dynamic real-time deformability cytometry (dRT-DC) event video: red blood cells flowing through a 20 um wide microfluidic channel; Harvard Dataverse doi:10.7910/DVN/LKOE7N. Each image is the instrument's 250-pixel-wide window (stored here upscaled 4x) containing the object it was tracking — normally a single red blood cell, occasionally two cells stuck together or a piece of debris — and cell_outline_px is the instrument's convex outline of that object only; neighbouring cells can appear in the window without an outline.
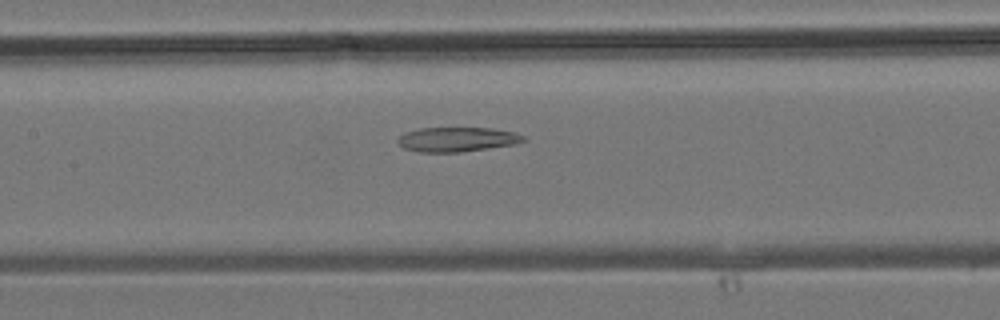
{"species": "common noctule bat (a hibernating species)", "species_latin": "Nyctalus noctula", "temperature_condition": "room temperature", "stored_images_in_passage": 26, "camera_frame_rate_fps": 3000, "um_per_image_px": 0.085, "animal": {"sex": "male", "body_mass_g": 19.2, "forearm_length_mm": 51.8}, "frame": {"image": 1, "passage_image": 7, "time_ms": 2.0, "image_size_px": [1000, 320], "cell_outline_px": [[528, 140], [516, 144], [460, 152], [420, 152], [404, 148], [396, 140], [400, 136], [408, 132], [420, 128], [492, 128], [516, 132], [528, 136]], "centroid_in_image_um": [38.95, 11.84], "position_along_channel_um": 168.5, "area_um2": 18.03}}
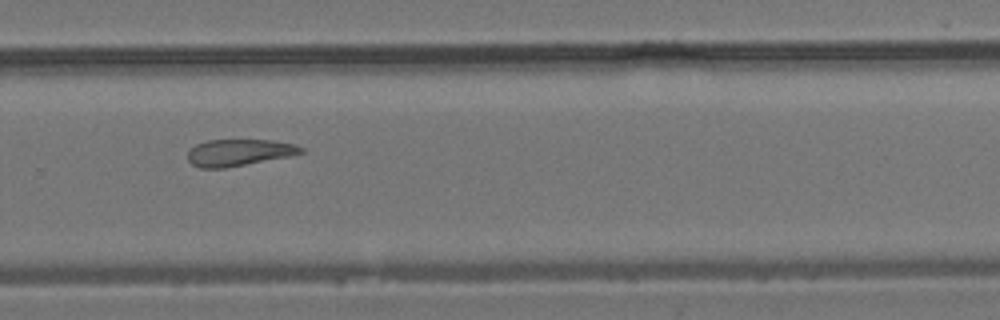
{"frame": {"image": 2, "passage_image": 15, "time_ms": 4.667, "image_size_px": [1000, 320], "cell_outline_px": [[304, 152], [292, 156], [224, 168], [200, 168], [192, 164], [188, 160], [188, 152], [196, 144], [208, 140], [272, 140], [296, 144], [304, 148]], "centroid_in_image_um": [20.35, 12.96], "position_along_channel_um": 309.5, "area_um2": 17.69}}
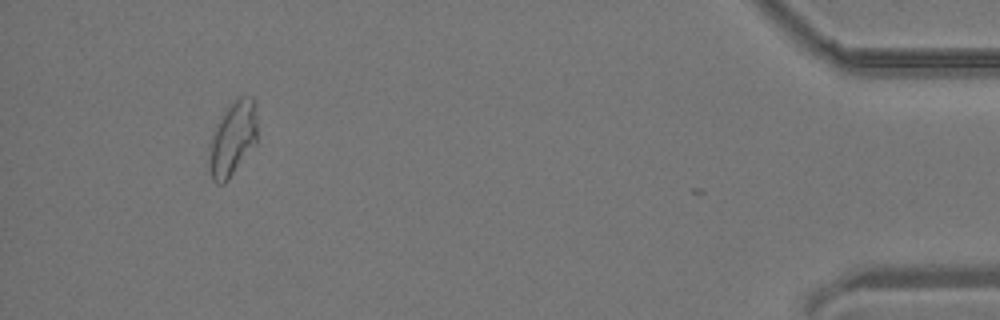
{"frame": {"image": 3, "passage_image": 25, "time_ms": 8.0, "image_size_px": [1000, 320], "cell_outline_px": [[256, 144], [228, 180], [224, 184], [216, 184], [212, 180], [208, 168], [208, 144], [216, 124], [224, 108], [236, 96], [252, 96], [256, 104]], "centroid_in_image_um": [19.74, 11.77], "position_along_channel_um": 415.5, "area_um2": 21.68}}